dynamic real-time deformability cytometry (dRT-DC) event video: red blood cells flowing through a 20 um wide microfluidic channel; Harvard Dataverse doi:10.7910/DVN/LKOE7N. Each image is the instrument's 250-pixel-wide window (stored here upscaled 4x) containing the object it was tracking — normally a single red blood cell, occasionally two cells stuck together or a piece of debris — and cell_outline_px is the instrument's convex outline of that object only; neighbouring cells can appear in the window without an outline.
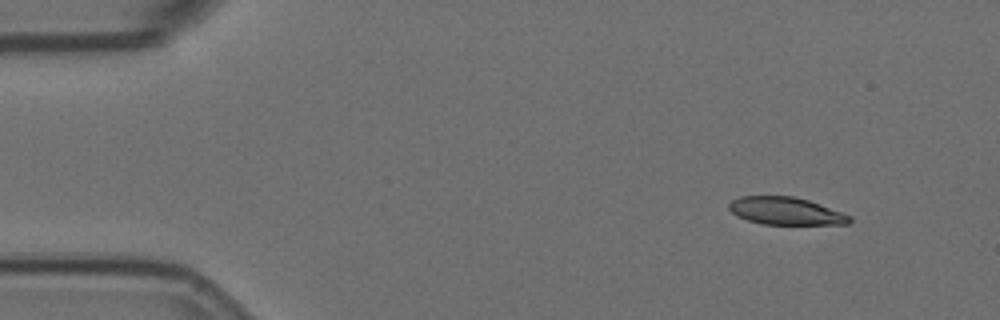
{"species": "Egyptian fruit bat (a non-hibernating species)", "species_latin": "Rousettus aegyptiacus", "temperature_condition": "room temperature", "stored_images_in_passage": 52, "camera_frame_rate_fps": 3000, "um_per_image_px": 0.085, "animal": {"sex": "female"}, "frame": {"image": 1, "passage_image": 1, "time_ms": 0.0, "image_size_px": [1000, 320], "cell_outline_px": [[852, 220], [848, 224], [760, 224], [748, 220], [732, 212], [728, 208], [728, 204], [732, 200], [740, 196], [792, 196], [808, 200], [852, 216]], "centroid_in_image_um": [66.78, 17.93], "position_along_channel_um": 18.2, "area_um2": 19.19}}
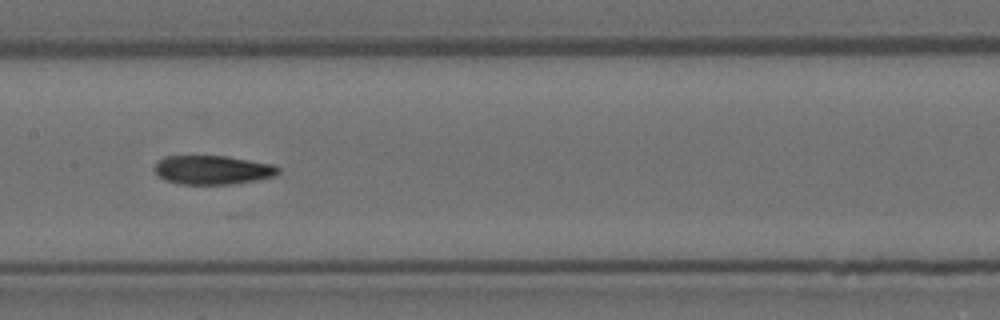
{"frame": {"image": 2, "passage_image": 23, "time_ms": 7.333, "image_size_px": [1000, 320], "cell_outline_px": [[280, 172], [276, 176], [256, 180], [232, 184], [176, 184], [164, 180], [152, 168], [160, 160], [168, 156], [228, 156], [272, 164], [280, 168]], "centroid_in_image_um": [18.09, 14.45], "position_along_channel_um": 189.3, "area_um2": 20.92}}
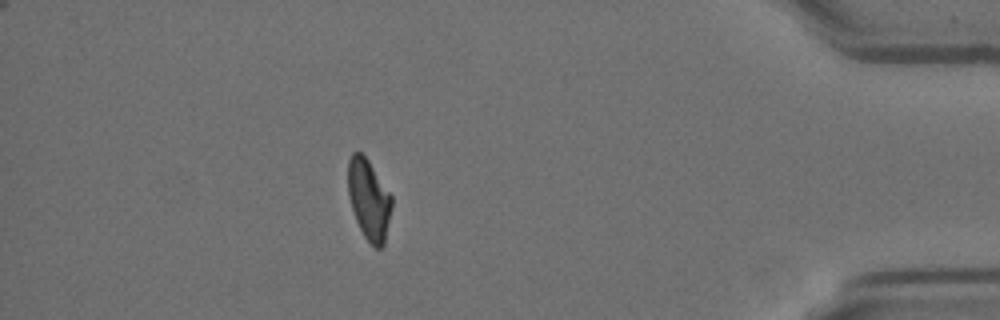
{"frame": {"image": 3, "passage_image": 45, "time_ms": 14.667, "image_size_px": [1000, 320], "cell_outline_px": [[392, 208], [384, 244], [380, 248], [376, 248], [364, 236], [356, 220], [352, 208], [348, 192], [348, 160], [352, 152], [360, 152], [368, 160], [392, 196]], "centroid_in_image_um": [31.36, 16.95], "position_along_channel_um": 403.8, "area_um2": 20.29}, "authors_computed_cell_mechanics": {"area_um2": 21.3282, "velocity_mm_per_s": 3.5812, "shape_relaxation_time_tau1_ms": null, "shape_relaxation_time_tau2_ms": 4.0977, "deformation_change_tau1": null, "deformation_change_tau2": 0.0995}}